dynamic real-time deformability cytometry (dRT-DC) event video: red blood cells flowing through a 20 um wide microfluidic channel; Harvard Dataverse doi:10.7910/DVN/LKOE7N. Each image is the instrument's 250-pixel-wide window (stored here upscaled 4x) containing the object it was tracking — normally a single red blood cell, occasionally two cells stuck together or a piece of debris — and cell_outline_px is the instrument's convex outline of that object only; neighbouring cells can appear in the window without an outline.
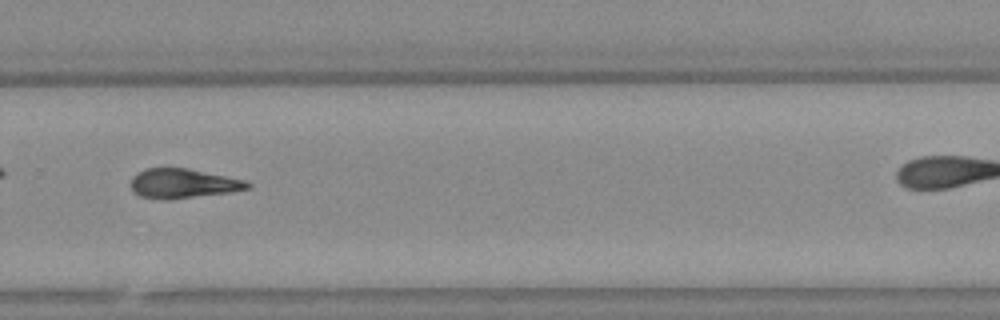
{"species": "Egyptian fruit bat (a non-hibernating species)", "species_latin": "Rousettus aegyptiacus", "temperature_condition": "warm", "stored_images_in_passage": 27, "camera_frame_rate_fps": 3000, "um_per_image_px": 0.085, "animal": {"sex": "female"}, "frame": {"image": 1, "passage_image": 20, "time_ms": 6.333, "image_size_px": [1000, 320], "cell_outline_px": [[252, 188], [228, 192], [168, 200], [160, 200], [140, 196], [132, 188], [132, 176], [136, 172], [144, 168], [188, 168], [244, 180], [252, 184]], "centroid_in_image_um": [15.54, 15.59], "position_along_channel_um": 314.3, "area_um2": 20.0}}